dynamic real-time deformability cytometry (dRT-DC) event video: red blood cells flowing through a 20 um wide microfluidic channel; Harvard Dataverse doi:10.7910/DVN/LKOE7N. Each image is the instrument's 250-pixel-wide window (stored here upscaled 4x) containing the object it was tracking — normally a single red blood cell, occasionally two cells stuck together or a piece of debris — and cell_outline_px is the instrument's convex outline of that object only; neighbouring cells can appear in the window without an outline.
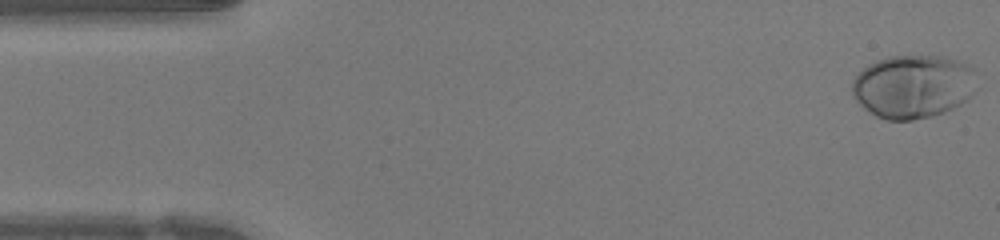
{"species": "human", "species_latin": "Homo sapiens", "temperature_condition": "warm", "stored_images_in_passage": 47, "camera_frame_rate_fps": 3000, "um_per_image_px": 0.085, "donor": {"sex": "female"}, "frame": {"image": 1, "passage_image": 1, "time_ms": 0.0, "image_size_px": [1000, 240], "cell_outline_px": [[972, 92], [968, 100], [944, 112], [932, 116], [912, 120], [888, 120], [876, 116], [864, 108], [852, 96], [852, 80], [868, 64], [876, 60], [888, 56], [944, 56], [956, 60], [972, 68]], "centroid_in_image_um": [77.55, 7.35], "position_along_channel_um": 7.5, "area_um2": 45.66}}
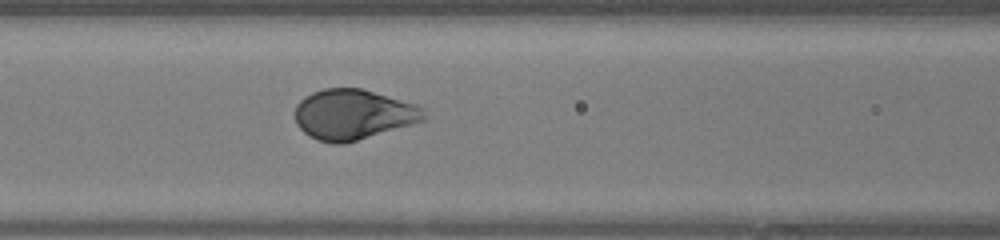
{"frame": {"image": 2, "passage_image": 19, "time_ms": 6.0, "image_size_px": [1000, 240], "cell_outline_px": [[424, 120], [412, 124], [356, 140], [340, 144], [332, 144], [316, 140], [304, 132], [296, 124], [296, 104], [304, 96], [312, 92], [324, 88], [364, 88], [420, 104], [424, 108]], "centroid_in_image_um": [30.03, 9.7], "position_along_channel_um": 136.6, "area_um2": 37.97}}
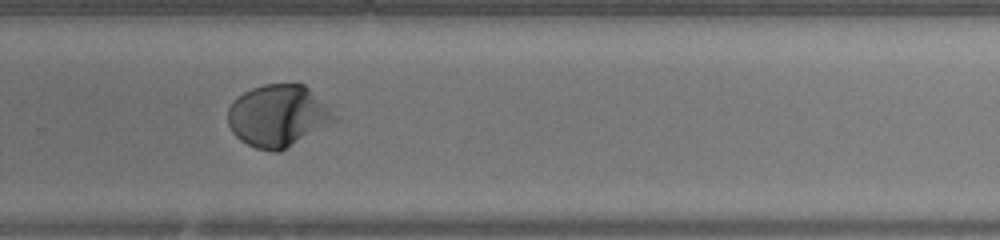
{"frame": {"image": 3, "passage_image": 31, "time_ms": 10.0, "image_size_px": [1000, 240], "cell_outline_px": [[336, 120], [280, 152], [272, 152], [256, 148], [240, 140], [232, 132], [228, 124], [228, 108], [232, 100], [244, 92], [252, 88], [264, 84], [304, 84], [336, 116]], "centroid_in_image_um": [23.57, 9.85], "position_along_channel_um": 306.2, "area_um2": 37.97}, "authors_computed_cell_mechanics": {"area_um2": 39.0728, "velocity_mm_per_s": 4.2499, "shape_relaxation_time_tau1_ms": 3.1581, "shape_relaxation_time_tau2_ms": null, "deformation_change_tau1": 0.2002, "deformation_change_tau2": null}}